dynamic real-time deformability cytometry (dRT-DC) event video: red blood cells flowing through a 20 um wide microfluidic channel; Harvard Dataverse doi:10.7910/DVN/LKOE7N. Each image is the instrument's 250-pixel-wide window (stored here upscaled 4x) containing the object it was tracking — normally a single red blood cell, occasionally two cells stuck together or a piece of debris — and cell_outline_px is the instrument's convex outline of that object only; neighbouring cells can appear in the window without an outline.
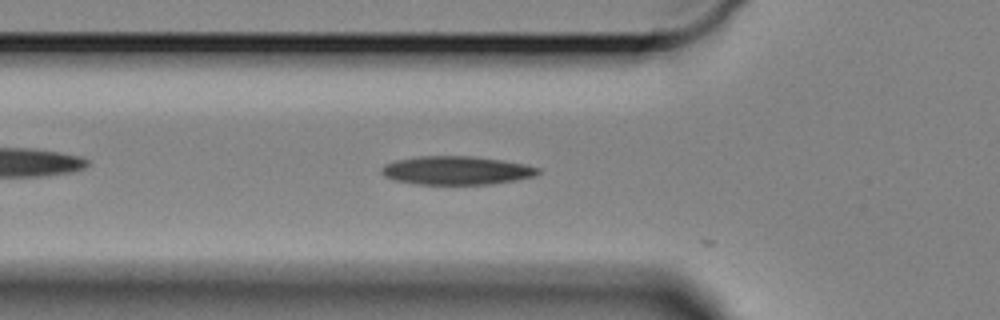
{"species": "Egyptian fruit bat (a non-hibernating species)", "species_latin": "Rousettus aegyptiacus", "temperature_condition": "cold", "stored_images_in_passage": 14, "camera_frame_rate_fps": 3000, "um_per_image_px": 0.085, "animal": {"sex": "female"}, "frame": {"image": 1, "passage_image": 2, "time_ms": 0.333, "image_size_px": [1000, 320], "cell_outline_px": [[540, 172], [536, 176], [516, 180], [492, 184], [416, 184], [396, 180], [384, 176], [380, 172], [380, 168], [384, 164], [396, 160], [420, 156], [472, 156], [528, 164], [540, 168]], "centroid_in_image_um": [38.82, 14.48], "position_along_channel_um": 87.0, "area_um2": 26.13}}
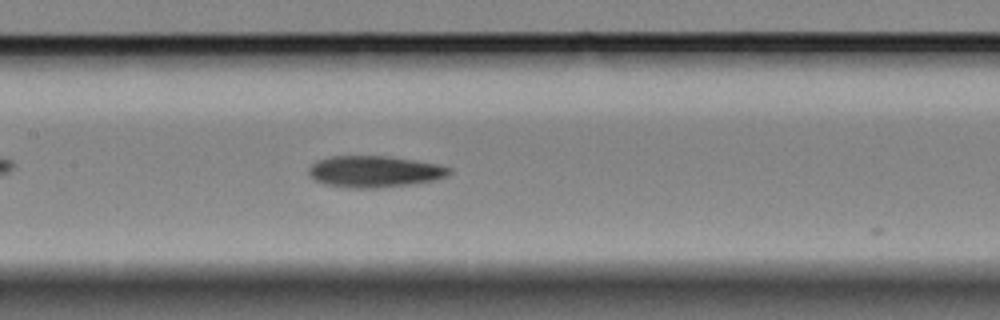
{"frame": {"image": 2, "passage_image": 10, "time_ms": 3.0, "image_size_px": [1000, 320], "cell_outline_px": [[452, 172], [448, 176], [432, 180], [408, 184], [380, 188], [348, 188], [324, 184], [316, 180], [308, 172], [308, 168], [316, 160], [332, 156], [388, 156], [436, 164], [452, 168]], "centroid_in_image_um": [31.81, 14.58], "position_along_channel_um": 175.6, "area_um2": 25.66}}
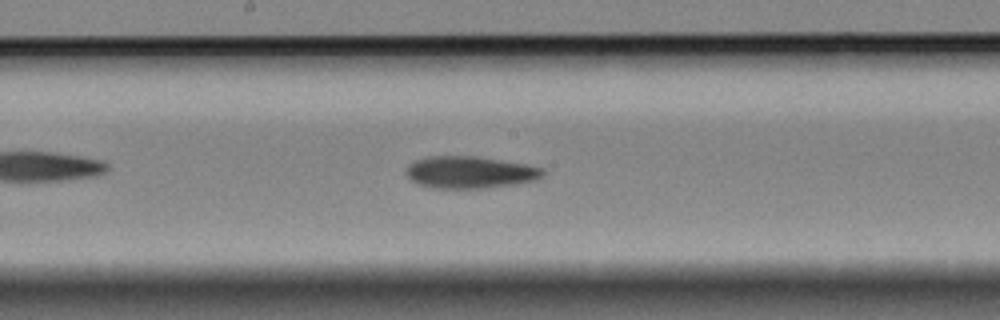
{"frame": {"image": 3, "passage_image": 13, "time_ms": 4.0, "image_size_px": [1000, 320], "cell_outline_px": [[544, 176], [532, 180], [512, 184], [484, 188], [432, 188], [416, 184], [404, 172], [408, 164], [416, 160], [428, 156], [476, 156], [524, 164], [544, 168]], "centroid_in_image_um": [39.88, 14.64], "position_along_channel_um": 208.3, "area_um2": 25.43}}